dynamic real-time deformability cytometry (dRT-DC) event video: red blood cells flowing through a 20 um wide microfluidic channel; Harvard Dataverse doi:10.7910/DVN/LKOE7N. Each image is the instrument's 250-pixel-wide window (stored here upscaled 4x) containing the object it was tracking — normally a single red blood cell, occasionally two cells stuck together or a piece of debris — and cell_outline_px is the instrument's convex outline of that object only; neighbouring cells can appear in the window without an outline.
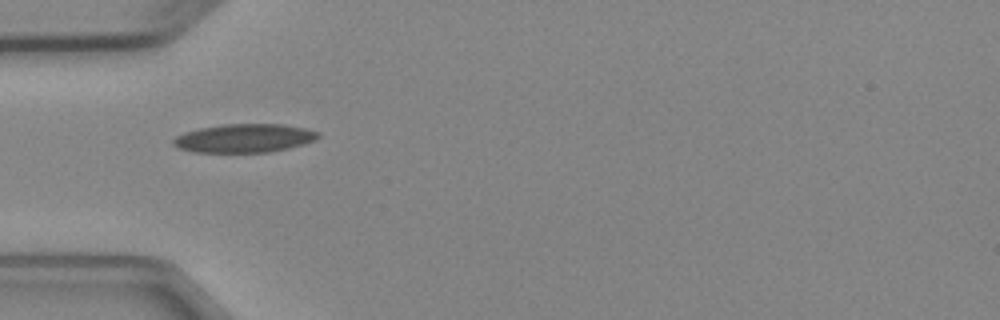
{"species": "Egyptian fruit bat (a non-hibernating species)", "species_latin": "Rousettus aegyptiacus", "temperature_condition": "cold", "stored_images_in_passage": 1, "camera_frame_rate_fps": 3000, "um_per_image_px": 0.085, "animal": {"sex": "female"}, "frame": {"image": 1, "passage_image": 1, "time_ms": 0.0, "image_size_px": [1000, 320], "cell_outline_px": [[320, 136], [316, 140], [304, 144], [288, 148], [268, 152], [196, 152], [180, 148], [172, 144], [172, 140], [176, 136], [184, 132], [200, 128], [224, 124], [284, 124], [304, 128], [320, 132]], "centroid_in_image_um": [20.79, 11.74], "position_along_channel_um": 64.2, "area_um2": 24.1}}